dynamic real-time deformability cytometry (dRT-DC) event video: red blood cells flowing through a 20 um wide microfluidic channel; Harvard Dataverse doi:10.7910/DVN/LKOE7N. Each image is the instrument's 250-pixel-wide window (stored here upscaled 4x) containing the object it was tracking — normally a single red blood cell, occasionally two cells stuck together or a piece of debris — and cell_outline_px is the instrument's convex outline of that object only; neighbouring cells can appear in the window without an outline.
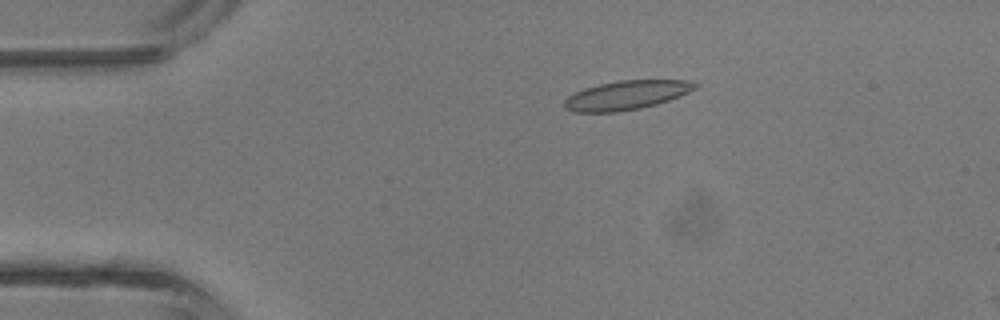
{"species": "common noctule bat (a hibernating species)", "species_latin": "Nyctalus noctula", "temperature_condition": "room temperature", "stored_images_in_passage": 4, "camera_frame_rate_fps": 3000, "um_per_image_px": 0.085, "animal": {"sex": "male", "body_mass_g": 13.3}, "frame": {"image": 1, "passage_image": 3, "time_ms": 2.333, "image_size_px": [1000, 320], "cell_outline_px": [[700, 84], [696, 88], [688, 92], [668, 100], [656, 104], [640, 108], [616, 112], [576, 112], [564, 108], [564, 100], [568, 96], [584, 88], [600, 84], [620, 80], [684, 80]], "centroid_in_image_um": [53.23, 8.09], "position_along_channel_um": 31.8, "area_um2": 21.91}}